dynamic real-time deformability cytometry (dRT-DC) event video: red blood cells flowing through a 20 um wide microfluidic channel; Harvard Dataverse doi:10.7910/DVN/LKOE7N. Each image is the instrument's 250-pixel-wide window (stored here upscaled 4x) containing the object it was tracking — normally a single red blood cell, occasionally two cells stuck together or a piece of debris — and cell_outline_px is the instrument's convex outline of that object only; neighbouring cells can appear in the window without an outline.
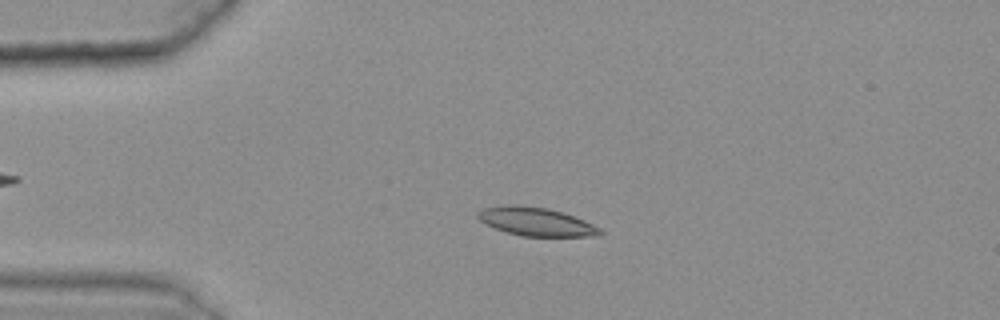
{"species": "common noctule bat (a hibernating species)", "species_latin": "Nyctalus noctula", "temperature_condition": "warm", "stored_images_in_passage": 47, "camera_frame_rate_fps": 3000, "um_per_image_px": 0.085, "animal": {"sex": "female", "body_mass_g": 25.1}, "frame": {"image": 1, "passage_image": 13, "time_ms": 4.0, "image_size_px": [1000, 320], "cell_outline_px": [[604, 232], [596, 236], [520, 236], [484, 224], [476, 216], [476, 212], [484, 208], [504, 204], [516, 204], [548, 208], [564, 212], [584, 220], [600, 228]], "centroid_in_image_um": [45.54, 18.82], "position_along_channel_um": 39.5, "area_um2": 20.4}}
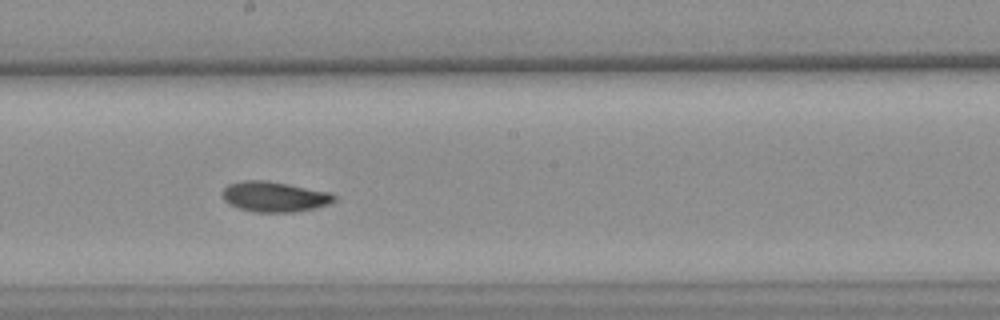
{"frame": {"image": 2, "passage_image": 31, "time_ms": 10.0, "image_size_px": [1000, 320], "cell_outline_px": [[336, 200], [328, 204], [316, 208], [292, 212], [256, 212], [240, 208], [224, 200], [220, 192], [228, 184], [240, 180], [268, 180], [332, 192], [336, 196]], "centroid_in_image_um": [23.34, 16.7], "position_along_channel_um": 224.9, "area_um2": 19.94}}
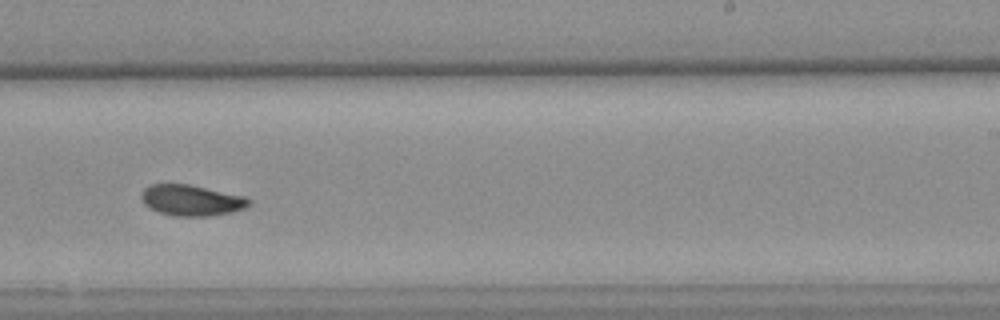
{"frame": {"image": 3, "passage_image": 35, "time_ms": 11.333, "image_size_px": [1000, 320], "cell_outline_px": [[252, 204], [244, 208], [232, 212], [212, 216], [176, 216], [160, 212], [144, 204], [140, 196], [140, 192], [144, 188], [152, 184], [188, 184], [244, 196], [252, 200]], "centroid_in_image_um": [16.29, 17.02], "position_along_channel_um": 272.7, "area_um2": 19.36}, "authors_computed_cell_mechanics": {"area_um2": 19.8832, "velocity_mm_per_s": 3.6024, "shape_relaxation_time_tau1_ms": 7.0849, "shape_relaxation_time_tau2_ms": 3.4273, "deformation_change_tau1": 0.1691, "deformation_change_tau2": 0.0687}}